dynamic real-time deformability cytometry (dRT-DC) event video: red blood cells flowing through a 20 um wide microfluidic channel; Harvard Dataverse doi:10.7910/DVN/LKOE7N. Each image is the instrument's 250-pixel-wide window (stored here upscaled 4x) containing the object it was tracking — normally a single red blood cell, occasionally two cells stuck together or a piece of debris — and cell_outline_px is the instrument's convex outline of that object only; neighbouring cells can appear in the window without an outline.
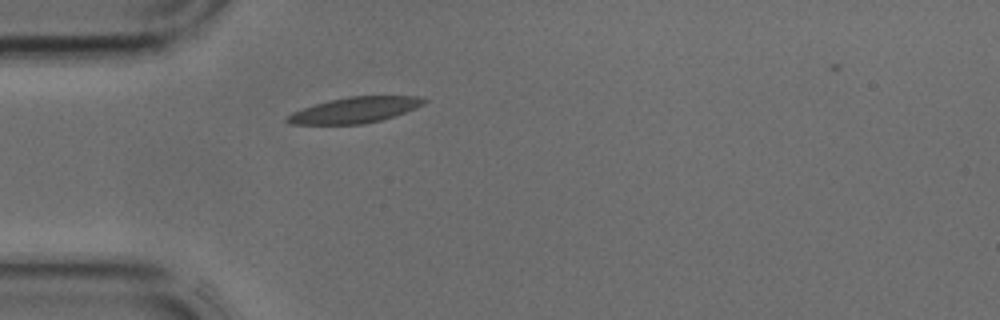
{"species": "common noctule bat (a hibernating species)", "species_latin": "Nyctalus noctula", "temperature_condition": "cold", "stored_images_in_passage": 31, "camera_frame_rate_fps": 3000, "um_per_image_px": 0.085, "animal": {"sex": "male", "body_mass_g": 17.9, "forearm_length_mm": 54.2}, "frame": {"image": 1, "passage_image": 1, "time_ms": 0.0, "image_size_px": [1000, 320], "cell_outline_px": [[428, 100], [424, 104], [416, 108], [380, 120], [364, 124], [288, 124], [284, 120], [292, 112], [328, 100], [348, 96], [416, 96]], "centroid_in_image_um": [30.14, 9.35], "position_along_channel_um": 54.9, "area_um2": 20.35}}
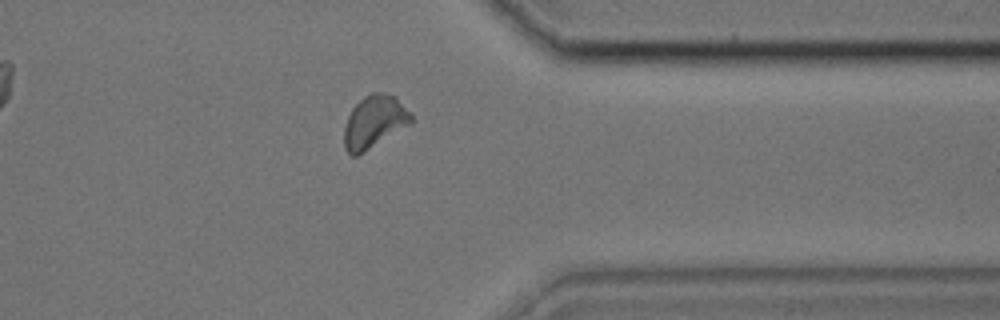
{"frame": {"image": 2, "passage_image": 23, "time_ms": 7.333, "image_size_px": [1000, 320], "cell_outline_px": [[412, 120], [408, 124], [364, 152], [356, 156], [352, 156], [344, 148], [344, 128], [348, 116], [352, 108], [364, 96], [372, 92], [380, 92], [396, 96], [412, 116]], "centroid_in_image_um": [31.77, 10.34], "position_along_channel_um": 379.6, "area_um2": 20.11}}
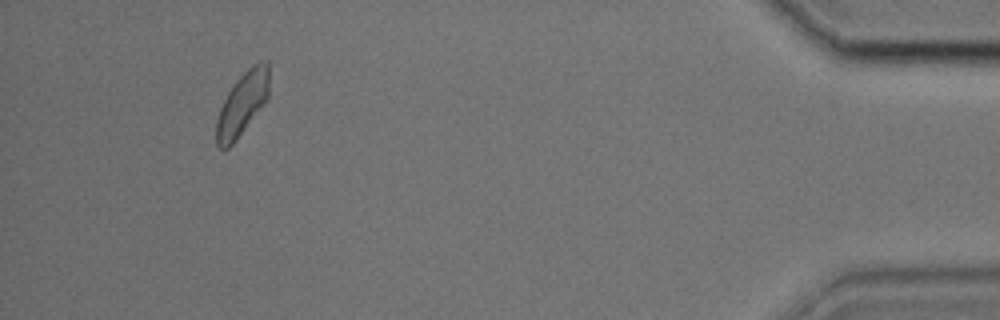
{"frame": {"image": 3, "passage_image": 29, "time_ms": 9.333, "image_size_px": [1000, 320], "cell_outline_px": [[268, 100], [236, 140], [228, 148], [220, 148], [216, 144], [216, 120], [220, 108], [228, 92], [236, 80], [252, 64], [264, 60], [268, 60]], "centroid_in_image_um": [20.6, 8.82], "position_along_channel_um": 414.6, "area_um2": 19.36}}